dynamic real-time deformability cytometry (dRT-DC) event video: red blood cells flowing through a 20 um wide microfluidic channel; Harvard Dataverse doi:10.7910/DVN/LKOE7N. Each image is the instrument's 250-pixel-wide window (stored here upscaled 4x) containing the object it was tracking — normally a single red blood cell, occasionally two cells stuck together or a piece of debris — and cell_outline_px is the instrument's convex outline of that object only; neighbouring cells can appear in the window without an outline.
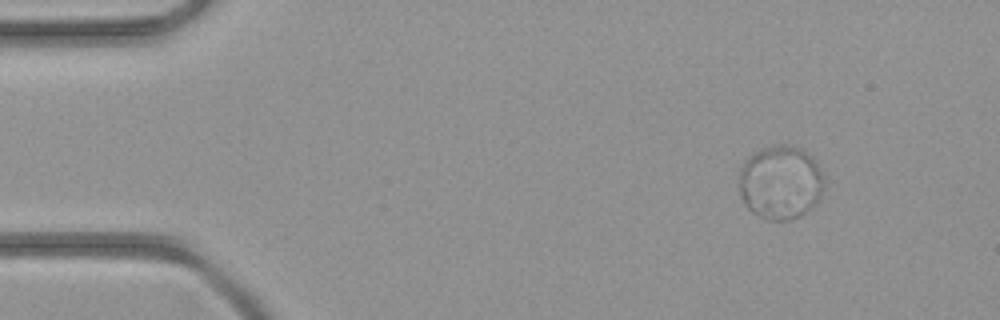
{"species": "common noctule bat (a hibernating species)", "species_latin": "Nyctalus noctula", "temperature_condition": "room temperature", "stored_images_in_passage": 45, "segment_of_instrument_passage": [1, 2], "camera_frame_rate_fps": 3000, "um_per_image_px": 0.085, "animal": {"sex": "female", "body_mass_g": 21.9}, "frame": {"image": 1, "passage_image": 6, "time_ms": 1.667, "image_size_px": [1000, 320], "cell_outline_px": [[824, 184], [816, 200], [804, 212], [788, 220], [768, 220], [752, 212], [744, 204], [740, 196], [740, 168], [744, 160], [752, 152], [760, 148], [772, 144], [788, 144], [804, 148], [816, 160], [824, 176]], "centroid_in_image_um": [66.31, 15.43], "position_along_channel_um": 18.7, "area_um2": 36.82}}
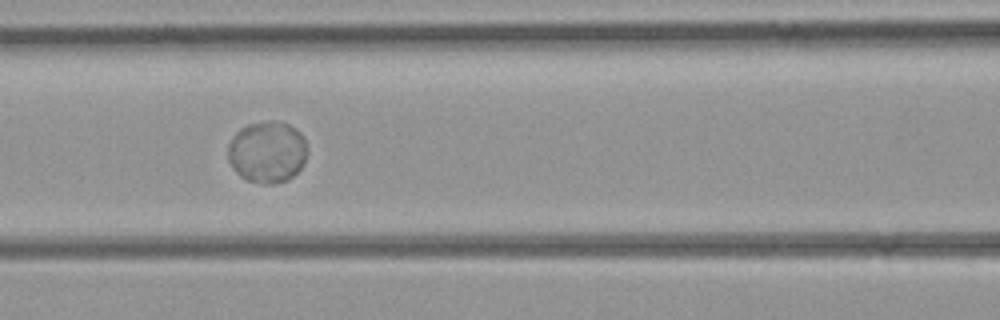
{"frame": {"image": 2, "passage_image": 20, "time_ms": 6.333, "image_size_px": [1000, 320], "cell_outline_px": [[308, 152], [300, 168], [288, 180], [272, 184], [260, 184], [248, 180], [240, 176], [232, 168], [228, 160], [228, 144], [236, 132], [240, 128], [248, 124], [268, 120], [276, 120], [288, 124], [300, 132], [304, 136], [308, 148]], "centroid_in_image_um": [22.71, 12.91], "position_along_channel_um": 143.9, "area_um2": 28.84}}
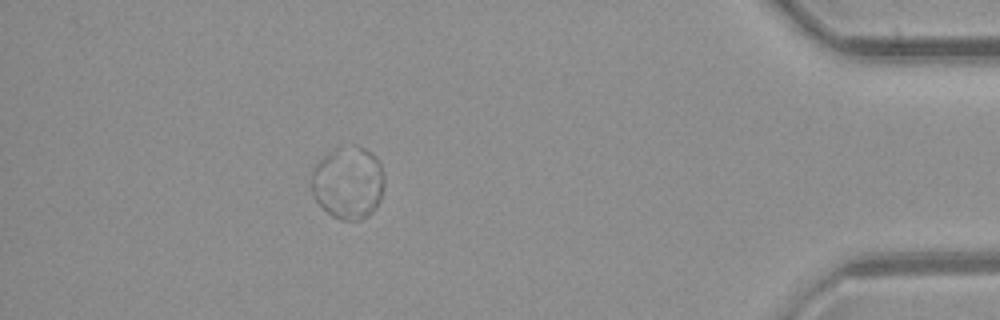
{"frame": {"image": 3, "passage_image": 40, "time_ms": 13.0, "image_size_px": [1000, 320], "cell_outline_px": [[384, 184], [380, 200], [372, 212], [368, 216], [360, 220], [340, 220], [332, 216], [316, 200], [312, 192], [312, 172], [316, 164], [324, 156], [336, 148], [352, 144], [356, 144], [372, 152], [376, 156], [380, 164], [384, 176]], "centroid_in_image_um": [29.62, 15.51], "position_along_channel_um": 405.6, "area_um2": 30.92}}